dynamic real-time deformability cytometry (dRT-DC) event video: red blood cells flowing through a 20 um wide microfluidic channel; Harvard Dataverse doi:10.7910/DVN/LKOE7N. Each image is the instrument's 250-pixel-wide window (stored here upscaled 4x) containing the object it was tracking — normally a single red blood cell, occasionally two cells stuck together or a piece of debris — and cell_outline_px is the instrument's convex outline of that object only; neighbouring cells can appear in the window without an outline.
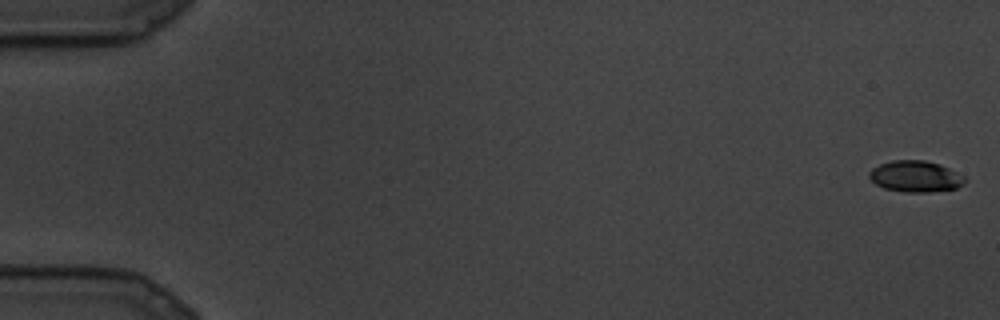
{"species": "common noctule bat (a hibernating species)", "species_latin": "Nyctalus noctula", "temperature_condition": "cold", "stored_images_in_passage": 10, "segment_of_instrument_passage": [1, 2], "camera_frame_rate_fps": 3000, "um_per_image_px": 0.085, "animal": {"sex": "male", "body_mass_g": 19.5, "forearm_length_mm": 54.6}, "frame": {"image": 1, "passage_image": 1, "time_ms": 0.0, "image_size_px": [1000, 320], "cell_outline_px": [[968, 180], [964, 184], [956, 188], [928, 192], [904, 192], [884, 188], [876, 184], [868, 176], [868, 172], [872, 168], [880, 164], [892, 160], [924, 160], [940, 164], [964, 176]], "centroid_in_image_um": [77.81, 14.99], "position_along_channel_um": 7.2, "area_um2": 17.46}}